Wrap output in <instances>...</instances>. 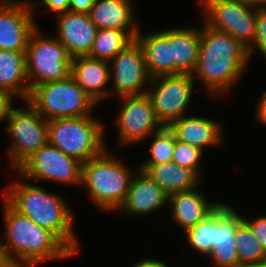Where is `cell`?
<instances>
[{
  "label": "cell",
  "mask_w": 266,
  "mask_h": 267,
  "mask_svg": "<svg viewBox=\"0 0 266 267\" xmlns=\"http://www.w3.org/2000/svg\"><path fill=\"white\" fill-rule=\"evenodd\" d=\"M131 0H95L89 13L98 28L126 31L136 40L139 29Z\"/></svg>",
  "instance_id": "44dd1931"
},
{
  "label": "cell",
  "mask_w": 266,
  "mask_h": 267,
  "mask_svg": "<svg viewBox=\"0 0 266 267\" xmlns=\"http://www.w3.org/2000/svg\"><path fill=\"white\" fill-rule=\"evenodd\" d=\"M37 4L33 0H0V49L26 51L30 34L37 28Z\"/></svg>",
  "instance_id": "5bb4252c"
},
{
  "label": "cell",
  "mask_w": 266,
  "mask_h": 267,
  "mask_svg": "<svg viewBox=\"0 0 266 267\" xmlns=\"http://www.w3.org/2000/svg\"><path fill=\"white\" fill-rule=\"evenodd\" d=\"M146 173L169 195L194 190L202 179L189 168L171 161L151 166Z\"/></svg>",
  "instance_id": "d4e9b609"
},
{
  "label": "cell",
  "mask_w": 266,
  "mask_h": 267,
  "mask_svg": "<svg viewBox=\"0 0 266 267\" xmlns=\"http://www.w3.org/2000/svg\"><path fill=\"white\" fill-rule=\"evenodd\" d=\"M204 23L212 29L228 33L249 48L255 38L257 7L238 0H199Z\"/></svg>",
  "instance_id": "9c48e42d"
},
{
  "label": "cell",
  "mask_w": 266,
  "mask_h": 267,
  "mask_svg": "<svg viewBox=\"0 0 266 267\" xmlns=\"http://www.w3.org/2000/svg\"><path fill=\"white\" fill-rule=\"evenodd\" d=\"M238 1L241 3H245V4H248L250 6H254V7L259 8V4H260L261 0H238Z\"/></svg>",
  "instance_id": "f35d334b"
},
{
  "label": "cell",
  "mask_w": 266,
  "mask_h": 267,
  "mask_svg": "<svg viewBox=\"0 0 266 267\" xmlns=\"http://www.w3.org/2000/svg\"><path fill=\"white\" fill-rule=\"evenodd\" d=\"M255 49L266 58V10L257 8V20L255 27V38L253 44L248 48L249 58L255 54Z\"/></svg>",
  "instance_id": "4dcf8cb0"
},
{
  "label": "cell",
  "mask_w": 266,
  "mask_h": 267,
  "mask_svg": "<svg viewBox=\"0 0 266 267\" xmlns=\"http://www.w3.org/2000/svg\"><path fill=\"white\" fill-rule=\"evenodd\" d=\"M16 96L11 92L0 90V122L8 121L12 110L15 108L13 100Z\"/></svg>",
  "instance_id": "d6a6232c"
},
{
  "label": "cell",
  "mask_w": 266,
  "mask_h": 267,
  "mask_svg": "<svg viewBox=\"0 0 266 267\" xmlns=\"http://www.w3.org/2000/svg\"><path fill=\"white\" fill-rule=\"evenodd\" d=\"M196 82L189 74L160 75L151 78L147 95L163 126L186 116Z\"/></svg>",
  "instance_id": "8fae6325"
},
{
  "label": "cell",
  "mask_w": 266,
  "mask_h": 267,
  "mask_svg": "<svg viewBox=\"0 0 266 267\" xmlns=\"http://www.w3.org/2000/svg\"><path fill=\"white\" fill-rule=\"evenodd\" d=\"M37 28L30 34L26 49V70L30 91L39 85L71 76L72 58L56 37H45Z\"/></svg>",
  "instance_id": "52a82bcc"
},
{
  "label": "cell",
  "mask_w": 266,
  "mask_h": 267,
  "mask_svg": "<svg viewBox=\"0 0 266 267\" xmlns=\"http://www.w3.org/2000/svg\"><path fill=\"white\" fill-rule=\"evenodd\" d=\"M243 221L231 205L221 203L214 210V247L208 257L213 267H238L237 243L235 233L237 226Z\"/></svg>",
  "instance_id": "9a60e30c"
},
{
  "label": "cell",
  "mask_w": 266,
  "mask_h": 267,
  "mask_svg": "<svg viewBox=\"0 0 266 267\" xmlns=\"http://www.w3.org/2000/svg\"><path fill=\"white\" fill-rule=\"evenodd\" d=\"M56 38L65 46L71 58L89 55L98 31L87 13L67 11L56 18Z\"/></svg>",
  "instance_id": "2e32d148"
},
{
  "label": "cell",
  "mask_w": 266,
  "mask_h": 267,
  "mask_svg": "<svg viewBox=\"0 0 266 267\" xmlns=\"http://www.w3.org/2000/svg\"><path fill=\"white\" fill-rule=\"evenodd\" d=\"M196 188L190 191L177 192L169 195L173 220L186 232L189 228L203 221L221 202L208 201L206 195Z\"/></svg>",
  "instance_id": "ffe728a7"
},
{
  "label": "cell",
  "mask_w": 266,
  "mask_h": 267,
  "mask_svg": "<svg viewBox=\"0 0 266 267\" xmlns=\"http://www.w3.org/2000/svg\"><path fill=\"white\" fill-rule=\"evenodd\" d=\"M103 125L94 115L48 120L49 143L83 164L107 148Z\"/></svg>",
  "instance_id": "5b68a950"
},
{
  "label": "cell",
  "mask_w": 266,
  "mask_h": 267,
  "mask_svg": "<svg viewBox=\"0 0 266 267\" xmlns=\"http://www.w3.org/2000/svg\"><path fill=\"white\" fill-rule=\"evenodd\" d=\"M133 267H168L166 263L155 260V259H147V258H142Z\"/></svg>",
  "instance_id": "8d00e7d4"
},
{
  "label": "cell",
  "mask_w": 266,
  "mask_h": 267,
  "mask_svg": "<svg viewBox=\"0 0 266 267\" xmlns=\"http://www.w3.org/2000/svg\"><path fill=\"white\" fill-rule=\"evenodd\" d=\"M124 202L117 211L131 216L148 215L160 210L169 201V194L154 182L146 172L137 169Z\"/></svg>",
  "instance_id": "e0dca14e"
},
{
  "label": "cell",
  "mask_w": 266,
  "mask_h": 267,
  "mask_svg": "<svg viewBox=\"0 0 266 267\" xmlns=\"http://www.w3.org/2000/svg\"><path fill=\"white\" fill-rule=\"evenodd\" d=\"M238 267H266V264L264 265H239Z\"/></svg>",
  "instance_id": "60d3db41"
},
{
  "label": "cell",
  "mask_w": 266,
  "mask_h": 267,
  "mask_svg": "<svg viewBox=\"0 0 266 267\" xmlns=\"http://www.w3.org/2000/svg\"><path fill=\"white\" fill-rule=\"evenodd\" d=\"M170 44L172 45L174 74L192 75L199 57L200 27L170 28Z\"/></svg>",
  "instance_id": "603a6c76"
},
{
  "label": "cell",
  "mask_w": 266,
  "mask_h": 267,
  "mask_svg": "<svg viewBox=\"0 0 266 267\" xmlns=\"http://www.w3.org/2000/svg\"><path fill=\"white\" fill-rule=\"evenodd\" d=\"M21 180V181H20ZM16 180L3 191L4 199L19 213L27 216L41 228L52 232L73 254H77L73 210L65 199L44 187Z\"/></svg>",
  "instance_id": "3957f363"
},
{
  "label": "cell",
  "mask_w": 266,
  "mask_h": 267,
  "mask_svg": "<svg viewBox=\"0 0 266 267\" xmlns=\"http://www.w3.org/2000/svg\"><path fill=\"white\" fill-rule=\"evenodd\" d=\"M168 127L173 131L176 140L198 147L202 151L207 147L223 144L222 127L220 122L214 119L187 114L173 121Z\"/></svg>",
  "instance_id": "d6986e66"
},
{
  "label": "cell",
  "mask_w": 266,
  "mask_h": 267,
  "mask_svg": "<svg viewBox=\"0 0 266 267\" xmlns=\"http://www.w3.org/2000/svg\"><path fill=\"white\" fill-rule=\"evenodd\" d=\"M234 240L237 243L239 265L266 264L265 250L244 221L237 226Z\"/></svg>",
  "instance_id": "4316f807"
},
{
  "label": "cell",
  "mask_w": 266,
  "mask_h": 267,
  "mask_svg": "<svg viewBox=\"0 0 266 267\" xmlns=\"http://www.w3.org/2000/svg\"><path fill=\"white\" fill-rule=\"evenodd\" d=\"M109 154L106 148L82 164L81 186L100 211L116 212L126 198L136 170Z\"/></svg>",
  "instance_id": "277c9868"
},
{
  "label": "cell",
  "mask_w": 266,
  "mask_h": 267,
  "mask_svg": "<svg viewBox=\"0 0 266 267\" xmlns=\"http://www.w3.org/2000/svg\"><path fill=\"white\" fill-rule=\"evenodd\" d=\"M243 221L250 227L253 235L261 243V246L266 252V216L257 217L253 220H248L243 217Z\"/></svg>",
  "instance_id": "1f68e13d"
},
{
  "label": "cell",
  "mask_w": 266,
  "mask_h": 267,
  "mask_svg": "<svg viewBox=\"0 0 266 267\" xmlns=\"http://www.w3.org/2000/svg\"><path fill=\"white\" fill-rule=\"evenodd\" d=\"M71 76L75 82L98 104L110 98L107 85L110 82L109 61L87 56L72 58Z\"/></svg>",
  "instance_id": "ac0fdd59"
},
{
  "label": "cell",
  "mask_w": 266,
  "mask_h": 267,
  "mask_svg": "<svg viewBox=\"0 0 266 267\" xmlns=\"http://www.w3.org/2000/svg\"><path fill=\"white\" fill-rule=\"evenodd\" d=\"M256 115L257 120L266 125V91L258 99Z\"/></svg>",
  "instance_id": "d590c367"
},
{
  "label": "cell",
  "mask_w": 266,
  "mask_h": 267,
  "mask_svg": "<svg viewBox=\"0 0 266 267\" xmlns=\"http://www.w3.org/2000/svg\"><path fill=\"white\" fill-rule=\"evenodd\" d=\"M18 177L81 185L82 163L49 142L34 152L16 170Z\"/></svg>",
  "instance_id": "30bf717a"
},
{
  "label": "cell",
  "mask_w": 266,
  "mask_h": 267,
  "mask_svg": "<svg viewBox=\"0 0 266 267\" xmlns=\"http://www.w3.org/2000/svg\"><path fill=\"white\" fill-rule=\"evenodd\" d=\"M47 9L56 12V15L69 11L70 0H42Z\"/></svg>",
  "instance_id": "836d02e7"
},
{
  "label": "cell",
  "mask_w": 266,
  "mask_h": 267,
  "mask_svg": "<svg viewBox=\"0 0 266 267\" xmlns=\"http://www.w3.org/2000/svg\"><path fill=\"white\" fill-rule=\"evenodd\" d=\"M0 267H10L6 262L2 251L1 238H0Z\"/></svg>",
  "instance_id": "74e56055"
},
{
  "label": "cell",
  "mask_w": 266,
  "mask_h": 267,
  "mask_svg": "<svg viewBox=\"0 0 266 267\" xmlns=\"http://www.w3.org/2000/svg\"><path fill=\"white\" fill-rule=\"evenodd\" d=\"M134 41L126 31L99 28L88 56L110 62Z\"/></svg>",
  "instance_id": "484cf974"
},
{
  "label": "cell",
  "mask_w": 266,
  "mask_h": 267,
  "mask_svg": "<svg viewBox=\"0 0 266 267\" xmlns=\"http://www.w3.org/2000/svg\"><path fill=\"white\" fill-rule=\"evenodd\" d=\"M3 202L5 240L1 245L10 267H35L74 255L52 232L16 211L5 199Z\"/></svg>",
  "instance_id": "7a4b0ae2"
},
{
  "label": "cell",
  "mask_w": 266,
  "mask_h": 267,
  "mask_svg": "<svg viewBox=\"0 0 266 267\" xmlns=\"http://www.w3.org/2000/svg\"><path fill=\"white\" fill-rule=\"evenodd\" d=\"M184 234L191 249L193 248L198 254L209 256L214 247V211Z\"/></svg>",
  "instance_id": "f1b7e54d"
},
{
  "label": "cell",
  "mask_w": 266,
  "mask_h": 267,
  "mask_svg": "<svg viewBox=\"0 0 266 267\" xmlns=\"http://www.w3.org/2000/svg\"><path fill=\"white\" fill-rule=\"evenodd\" d=\"M119 98L122 104L115 124L118 126L120 147L140 143L163 127L147 93Z\"/></svg>",
  "instance_id": "7c38bea8"
},
{
  "label": "cell",
  "mask_w": 266,
  "mask_h": 267,
  "mask_svg": "<svg viewBox=\"0 0 266 267\" xmlns=\"http://www.w3.org/2000/svg\"><path fill=\"white\" fill-rule=\"evenodd\" d=\"M25 107L14 108L7 121L6 132L12 138L8 151L14 171L34 152L49 142L48 120L27 101Z\"/></svg>",
  "instance_id": "ba28073f"
},
{
  "label": "cell",
  "mask_w": 266,
  "mask_h": 267,
  "mask_svg": "<svg viewBox=\"0 0 266 267\" xmlns=\"http://www.w3.org/2000/svg\"><path fill=\"white\" fill-rule=\"evenodd\" d=\"M259 8L266 10V0L260 1Z\"/></svg>",
  "instance_id": "ab89813d"
},
{
  "label": "cell",
  "mask_w": 266,
  "mask_h": 267,
  "mask_svg": "<svg viewBox=\"0 0 266 267\" xmlns=\"http://www.w3.org/2000/svg\"><path fill=\"white\" fill-rule=\"evenodd\" d=\"M200 38L198 62L192 77L199 78L209 94H226L249 64L248 48L228 33L205 23L200 27Z\"/></svg>",
  "instance_id": "6da1fadb"
},
{
  "label": "cell",
  "mask_w": 266,
  "mask_h": 267,
  "mask_svg": "<svg viewBox=\"0 0 266 267\" xmlns=\"http://www.w3.org/2000/svg\"><path fill=\"white\" fill-rule=\"evenodd\" d=\"M148 138H152L150 154L146 161H143L138 167L143 172H146L153 165L171 162L176 143V137L168 126H163Z\"/></svg>",
  "instance_id": "83f0119b"
},
{
  "label": "cell",
  "mask_w": 266,
  "mask_h": 267,
  "mask_svg": "<svg viewBox=\"0 0 266 267\" xmlns=\"http://www.w3.org/2000/svg\"><path fill=\"white\" fill-rule=\"evenodd\" d=\"M136 40L144 51L146 68L151 78L174 74L170 29L146 35L139 30Z\"/></svg>",
  "instance_id": "7402d4cb"
},
{
  "label": "cell",
  "mask_w": 266,
  "mask_h": 267,
  "mask_svg": "<svg viewBox=\"0 0 266 267\" xmlns=\"http://www.w3.org/2000/svg\"><path fill=\"white\" fill-rule=\"evenodd\" d=\"M0 90L11 92L27 101L29 83L26 70V51L0 49Z\"/></svg>",
  "instance_id": "cb8c5ba5"
},
{
  "label": "cell",
  "mask_w": 266,
  "mask_h": 267,
  "mask_svg": "<svg viewBox=\"0 0 266 267\" xmlns=\"http://www.w3.org/2000/svg\"><path fill=\"white\" fill-rule=\"evenodd\" d=\"M27 102L46 120L89 116L96 106L72 76L34 87Z\"/></svg>",
  "instance_id": "8992f818"
},
{
  "label": "cell",
  "mask_w": 266,
  "mask_h": 267,
  "mask_svg": "<svg viewBox=\"0 0 266 267\" xmlns=\"http://www.w3.org/2000/svg\"><path fill=\"white\" fill-rule=\"evenodd\" d=\"M95 0H70L69 11L89 14Z\"/></svg>",
  "instance_id": "e575fe53"
},
{
  "label": "cell",
  "mask_w": 266,
  "mask_h": 267,
  "mask_svg": "<svg viewBox=\"0 0 266 267\" xmlns=\"http://www.w3.org/2000/svg\"><path fill=\"white\" fill-rule=\"evenodd\" d=\"M109 66L110 80L114 83L110 96L114 93L119 97L147 93L151 77L146 68L144 51L137 40L118 53Z\"/></svg>",
  "instance_id": "4fadbf2b"
},
{
  "label": "cell",
  "mask_w": 266,
  "mask_h": 267,
  "mask_svg": "<svg viewBox=\"0 0 266 267\" xmlns=\"http://www.w3.org/2000/svg\"><path fill=\"white\" fill-rule=\"evenodd\" d=\"M204 151L200 148L176 140L172 161L193 170L201 179V158Z\"/></svg>",
  "instance_id": "f546056e"
}]
</instances>
